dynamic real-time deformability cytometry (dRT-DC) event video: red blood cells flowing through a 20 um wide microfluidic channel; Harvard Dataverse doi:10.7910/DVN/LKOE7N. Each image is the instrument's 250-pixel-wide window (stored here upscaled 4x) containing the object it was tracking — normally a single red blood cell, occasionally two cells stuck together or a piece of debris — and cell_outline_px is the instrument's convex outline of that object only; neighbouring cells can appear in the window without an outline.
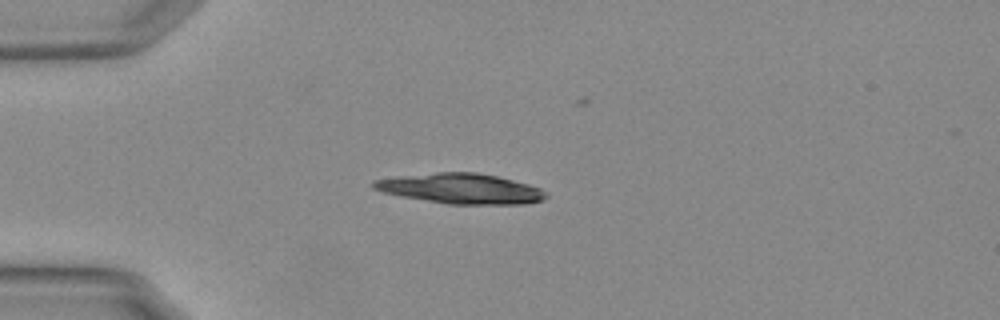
{"species": "Egyptian fruit bat (a non-hibernating species)", "species_latin": "Rousettus aegyptiacus", "temperature_condition": "warm", "stored_images_in_passage": 41, "camera_frame_rate_fps": 3000, "um_per_image_px": 0.085, "animal": {"sex": "female"}, "frame": {"image": 1, "passage_image": 1, "time_ms": 0.0, "image_size_px": [1000, 320], "cell_outline_px": [[548, 196], [544, 200], [524, 204], [448, 204], [400, 196], [384, 192], [372, 188], [372, 180], [436, 172], [476, 172], [496, 176], [528, 184], [540, 188], [548, 192]], "centroid_in_image_um": [39.21, 16.04], "position_along_channel_um": 45.8, "area_um2": 30.23}}